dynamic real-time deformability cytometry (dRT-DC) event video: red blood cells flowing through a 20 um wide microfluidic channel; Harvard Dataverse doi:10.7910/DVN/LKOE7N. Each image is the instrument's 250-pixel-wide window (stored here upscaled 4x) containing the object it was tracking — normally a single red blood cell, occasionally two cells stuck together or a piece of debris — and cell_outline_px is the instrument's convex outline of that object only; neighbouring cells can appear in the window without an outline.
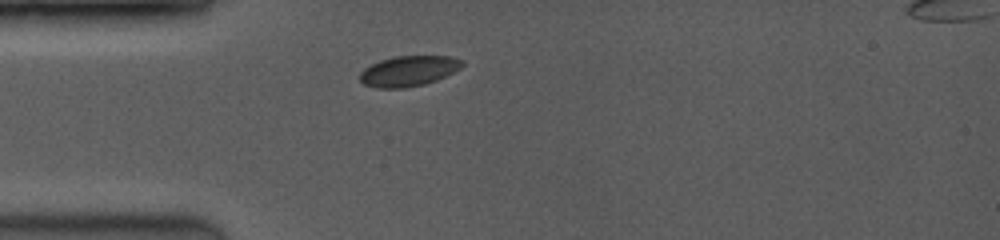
{"species": "common noctule bat (a hibernating species)", "species_latin": "Nyctalus noctula", "temperature_condition": "room temperature", "stored_images_in_passage": 42, "camera_frame_rate_fps": 3500, "um_per_image_px": 0.085, "animal": {"sex": "female", "body_mass_g": 19.0, "forearm_length_mm": 53.3}, "frame": {"image": 1, "passage_image": 1, "time_ms": 0.0, "image_size_px": [1000, 240], "cell_outline_px": [[464, 64], [460, 68], [436, 80], [424, 84], [404, 88], [376, 88], [364, 84], [360, 80], [360, 72], [364, 68], [380, 60], [396, 56], [448, 56], [464, 60]], "centroid_in_image_um": [34.72, 6.03], "position_along_channel_um": 50.3, "area_um2": 18.03}}
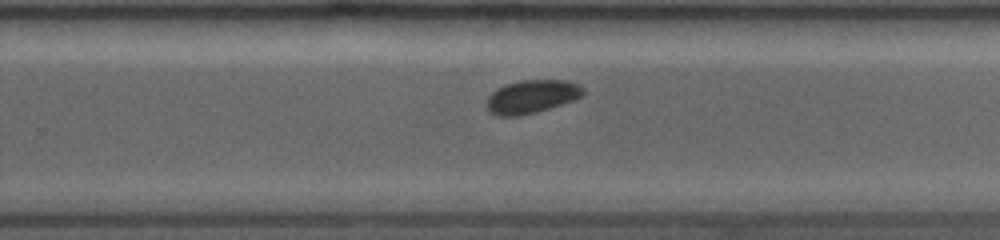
{"frame": {"image": 2, "passage_image": 22, "time_ms": 6.0, "image_size_px": [1000, 240], "cell_outline_px": [[584, 92], [580, 96], [572, 100], [536, 112], [520, 116], [500, 116], [488, 112], [484, 104], [488, 96], [492, 92], [508, 84], [520, 80], [564, 80], [580, 84], [584, 88]], "centroid_in_image_um": [45.15, 8.22], "position_along_channel_um": 284.6, "area_um2": 18.61}}
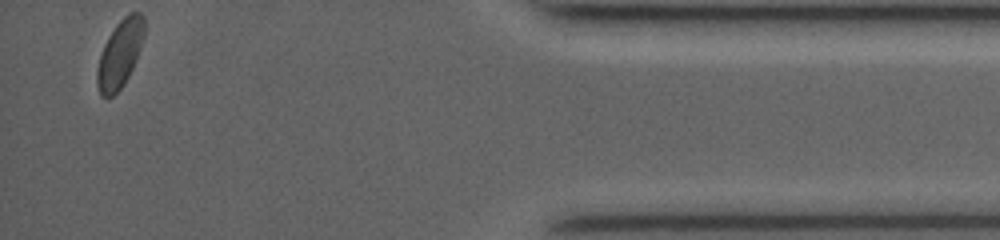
{"frame": {"image": 3, "passage_image": 41, "time_ms": 10.571, "image_size_px": [1000, 240], "cell_outline_px": [[144, 36], [136, 60], [124, 84], [112, 96], [100, 96], [96, 84], [96, 72], [100, 56], [104, 44], [108, 36], [116, 24], [128, 12], [140, 12], [144, 16]], "centroid_in_image_um": [10.18, 4.55], "position_along_channel_um": 425.0, "area_um2": 18.55}, "authors_computed_cell_mechanics": {"area_um2": 18.6116, "velocity_mm_per_s": 4.0826, "shape_relaxation_time_tau1_ms": 1.9966, "shape_relaxation_time_tau2_ms": null, "deformation_change_tau1": 0.0498, "deformation_change_tau2": null}}